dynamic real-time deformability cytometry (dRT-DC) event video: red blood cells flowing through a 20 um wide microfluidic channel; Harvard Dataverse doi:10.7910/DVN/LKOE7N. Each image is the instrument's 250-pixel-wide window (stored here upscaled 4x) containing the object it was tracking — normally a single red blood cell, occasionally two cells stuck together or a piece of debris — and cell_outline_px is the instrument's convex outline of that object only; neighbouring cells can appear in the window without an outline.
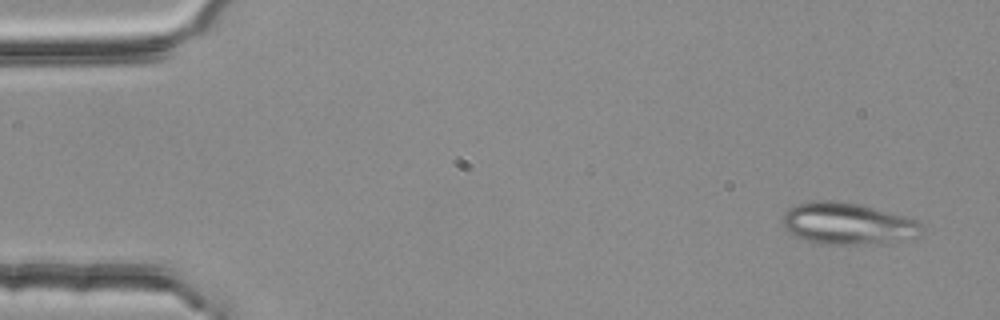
{"species": "common noctule bat (a hibernating species)", "species_latin": "Nyctalus noctula", "temperature_condition": "room temperature", "stored_images_in_passage": 3, "camera_frame_rate_fps": 3000, "um_per_image_px": 0.085, "animal": {"sex": "female", "body_mass_g": 25.1}, "frame": {"image": 1, "passage_image": 1, "time_ms": 0.0, "image_size_px": [1000, 320], "cell_outline_px": [[920, 236], [904, 240], [856, 244], [820, 244], [796, 236], [788, 232], [784, 228], [784, 212], [788, 208], [796, 204], [816, 200], [840, 200], [904, 216], [916, 220], [920, 224]], "centroid_in_image_um": [72.0, 19.0], "position_along_channel_um": 13.0, "area_um2": 33.35}}